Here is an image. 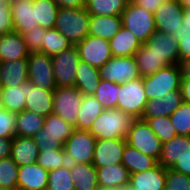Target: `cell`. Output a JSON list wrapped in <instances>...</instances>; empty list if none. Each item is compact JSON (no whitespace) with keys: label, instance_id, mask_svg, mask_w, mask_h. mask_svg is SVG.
I'll use <instances>...</instances> for the list:
<instances>
[{"label":"cell","instance_id":"2","mask_svg":"<svg viewBox=\"0 0 190 190\" xmlns=\"http://www.w3.org/2000/svg\"><path fill=\"white\" fill-rule=\"evenodd\" d=\"M91 15L84 8H59L55 29L73 45L89 35Z\"/></svg>","mask_w":190,"mask_h":190},{"label":"cell","instance_id":"44","mask_svg":"<svg viewBox=\"0 0 190 190\" xmlns=\"http://www.w3.org/2000/svg\"><path fill=\"white\" fill-rule=\"evenodd\" d=\"M165 190H190V176L167 168Z\"/></svg>","mask_w":190,"mask_h":190},{"label":"cell","instance_id":"28","mask_svg":"<svg viewBox=\"0 0 190 190\" xmlns=\"http://www.w3.org/2000/svg\"><path fill=\"white\" fill-rule=\"evenodd\" d=\"M109 43L112 55L118 57L134 56L142 45L136 36L123 26L117 34L109 40Z\"/></svg>","mask_w":190,"mask_h":190},{"label":"cell","instance_id":"1","mask_svg":"<svg viewBox=\"0 0 190 190\" xmlns=\"http://www.w3.org/2000/svg\"><path fill=\"white\" fill-rule=\"evenodd\" d=\"M134 119L118 108L105 109L93 122L89 132L97 139H126Z\"/></svg>","mask_w":190,"mask_h":190},{"label":"cell","instance_id":"52","mask_svg":"<svg viewBox=\"0 0 190 190\" xmlns=\"http://www.w3.org/2000/svg\"><path fill=\"white\" fill-rule=\"evenodd\" d=\"M171 169L190 176V153L180 158Z\"/></svg>","mask_w":190,"mask_h":190},{"label":"cell","instance_id":"62","mask_svg":"<svg viewBox=\"0 0 190 190\" xmlns=\"http://www.w3.org/2000/svg\"><path fill=\"white\" fill-rule=\"evenodd\" d=\"M2 107L1 94H0V108Z\"/></svg>","mask_w":190,"mask_h":190},{"label":"cell","instance_id":"16","mask_svg":"<svg viewBox=\"0 0 190 190\" xmlns=\"http://www.w3.org/2000/svg\"><path fill=\"white\" fill-rule=\"evenodd\" d=\"M126 139H97L92 164L106 167L122 162Z\"/></svg>","mask_w":190,"mask_h":190},{"label":"cell","instance_id":"40","mask_svg":"<svg viewBox=\"0 0 190 190\" xmlns=\"http://www.w3.org/2000/svg\"><path fill=\"white\" fill-rule=\"evenodd\" d=\"M46 190H75L74 182L70 173V164L49 171Z\"/></svg>","mask_w":190,"mask_h":190},{"label":"cell","instance_id":"9","mask_svg":"<svg viewBox=\"0 0 190 190\" xmlns=\"http://www.w3.org/2000/svg\"><path fill=\"white\" fill-rule=\"evenodd\" d=\"M97 138L89 131L75 129L63 144L69 164H92Z\"/></svg>","mask_w":190,"mask_h":190},{"label":"cell","instance_id":"30","mask_svg":"<svg viewBox=\"0 0 190 190\" xmlns=\"http://www.w3.org/2000/svg\"><path fill=\"white\" fill-rule=\"evenodd\" d=\"M130 174L144 172L155 167L158 161L126 143L123 150L122 162Z\"/></svg>","mask_w":190,"mask_h":190},{"label":"cell","instance_id":"15","mask_svg":"<svg viewBox=\"0 0 190 190\" xmlns=\"http://www.w3.org/2000/svg\"><path fill=\"white\" fill-rule=\"evenodd\" d=\"M183 8L177 0L163 2L154 13L156 30L178 36V29L183 22Z\"/></svg>","mask_w":190,"mask_h":190},{"label":"cell","instance_id":"24","mask_svg":"<svg viewBox=\"0 0 190 190\" xmlns=\"http://www.w3.org/2000/svg\"><path fill=\"white\" fill-rule=\"evenodd\" d=\"M29 51L17 32L0 35V62L27 59Z\"/></svg>","mask_w":190,"mask_h":190},{"label":"cell","instance_id":"59","mask_svg":"<svg viewBox=\"0 0 190 190\" xmlns=\"http://www.w3.org/2000/svg\"><path fill=\"white\" fill-rule=\"evenodd\" d=\"M184 8L190 7V0H177Z\"/></svg>","mask_w":190,"mask_h":190},{"label":"cell","instance_id":"7","mask_svg":"<svg viewBox=\"0 0 190 190\" xmlns=\"http://www.w3.org/2000/svg\"><path fill=\"white\" fill-rule=\"evenodd\" d=\"M83 94L75 86L56 87L53 92V113L75 127Z\"/></svg>","mask_w":190,"mask_h":190},{"label":"cell","instance_id":"25","mask_svg":"<svg viewBox=\"0 0 190 190\" xmlns=\"http://www.w3.org/2000/svg\"><path fill=\"white\" fill-rule=\"evenodd\" d=\"M11 148V158L18 166L35 163L40 152L33 138L17 135L12 139Z\"/></svg>","mask_w":190,"mask_h":190},{"label":"cell","instance_id":"26","mask_svg":"<svg viewBox=\"0 0 190 190\" xmlns=\"http://www.w3.org/2000/svg\"><path fill=\"white\" fill-rule=\"evenodd\" d=\"M121 16H101L90 17L89 35L100 37L109 41L122 28Z\"/></svg>","mask_w":190,"mask_h":190},{"label":"cell","instance_id":"56","mask_svg":"<svg viewBox=\"0 0 190 190\" xmlns=\"http://www.w3.org/2000/svg\"><path fill=\"white\" fill-rule=\"evenodd\" d=\"M182 78H190V58L179 60Z\"/></svg>","mask_w":190,"mask_h":190},{"label":"cell","instance_id":"37","mask_svg":"<svg viewBox=\"0 0 190 190\" xmlns=\"http://www.w3.org/2000/svg\"><path fill=\"white\" fill-rule=\"evenodd\" d=\"M71 46H73V44L57 29H45L41 53L53 57L56 54L70 48Z\"/></svg>","mask_w":190,"mask_h":190},{"label":"cell","instance_id":"13","mask_svg":"<svg viewBox=\"0 0 190 190\" xmlns=\"http://www.w3.org/2000/svg\"><path fill=\"white\" fill-rule=\"evenodd\" d=\"M76 46L80 60L98 69L113 56L109 41L100 37L88 35Z\"/></svg>","mask_w":190,"mask_h":190},{"label":"cell","instance_id":"48","mask_svg":"<svg viewBox=\"0 0 190 190\" xmlns=\"http://www.w3.org/2000/svg\"><path fill=\"white\" fill-rule=\"evenodd\" d=\"M166 116L164 99L157 98L148 100L141 119H150Z\"/></svg>","mask_w":190,"mask_h":190},{"label":"cell","instance_id":"4","mask_svg":"<svg viewBox=\"0 0 190 190\" xmlns=\"http://www.w3.org/2000/svg\"><path fill=\"white\" fill-rule=\"evenodd\" d=\"M74 130L75 127L65 122L57 114L51 113L45 117L43 129L34 135L33 140L40 151L63 148V144Z\"/></svg>","mask_w":190,"mask_h":190},{"label":"cell","instance_id":"43","mask_svg":"<svg viewBox=\"0 0 190 190\" xmlns=\"http://www.w3.org/2000/svg\"><path fill=\"white\" fill-rule=\"evenodd\" d=\"M19 166L11 157L0 160V187L17 189Z\"/></svg>","mask_w":190,"mask_h":190},{"label":"cell","instance_id":"5","mask_svg":"<svg viewBox=\"0 0 190 190\" xmlns=\"http://www.w3.org/2000/svg\"><path fill=\"white\" fill-rule=\"evenodd\" d=\"M126 142L141 153L151 156L157 161L159 160L162 142L152 131L146 120L141 118L134 119L130 125Z\"/></svg>","mask_w":190,"mask_h":190},{"label":"cell","instance_id":"42","mask_svg":"<svg viewBox=\"0 0 190 190\" xmlns=\"http://www.w3.org/2000/svg\"><path fill=\"white\" fill-rule=\"evenodd\" d=\"M169 117L177 135L190 136V103L183 101Z\"/></svg>","mask_w":190,"mask_h":190},{"label":"cell","instance_id":"45","mask_svg":"<svg viewBox=\"0 0 190 190\" xmlns=\"http://www.w3.org/2000/svg\"><path fill=\"white\" fill-rule=\"evenodd\" d=\"M17 113L9 112L3 107L0 108V138H13L15 136V127Z\"/></svg>","mask_w":190,"mask_h":190},{"label":"cell","instance_id":"47","mask_svg":"<svg viewBox=\"0 0 190 190\" xmlns=\"http://www.w3.org/2000/svg\"><path fill=\"white\" fill-rule=\"evenodd\" d=\"M14 32L10 0H0V35Z\"/></svg>","mask_w":190,"mask_h":190},{"label":"cell","instance_id":"8","mask_svg":"<svg viewBox=\"0 0 190 190\" xmlns=\"http://www.w3.org/2000/svg\"><path fill=\"white\" fill-rule=\"evenodd\" d=\"M148 99L143 86V77L121 84L117 108L130 114L133 118H141Z\"/></svg>","mask_w":190,"mask_h":190},{"label":"cell","instance_id":"46","mask_svg":"<svg viewBox=\"0 0 190 190\" xmlns=\"http://www.w3.org/2000/svg\"><path fill=\"white\" fill-rule=\"evenodd\" d=\"M23 40L29 52H41L45 29L37 26L35 29L22 33Z\"/></svg>","mask_w":190,"mask_h":190},{"label":"cell","instance_id":"58","mask_svg":"<svg viewBox=\"0 0 190 190\" xmlns=\"http://www.w3.org/2000/svg\"><path fill=\"white\" fill-rule=\"evenodd\" d=\"M178 29V35H187L190 34V28L188 27H182Z\"/></svg>","mask_w":190,"mask_h":190},{"label":"cell","instance_id":"19","mask_svg":"<svg viewBox=\"0 0 190 190\" xmlns=\"http://www.w3.org/2000/svg\"><path fill=\"white\" fill-rule=\"evenodd\" d=\"M166 169L157 164L144 172L130 174L129 186L132 190H165Z\"/></svg>","mask_w":190,"mask_h":190},{"label":"cell","instance_id":"55","mask_svg":"<svg viewBox=\"0 0 190 190\" xmlns=\"http://www.w3.org/2000/svg\"><path fill=\"white\" fill-rule=\"evenodd\" d=\"M182 100L190 103V78H182L181 80Z\"/></svg>","mask_w":190,"mask_h":190},{"label":"cell","instance_id":"31","mask_svg":"<svg viewBox=\"0 0 190 190\" xmlns=\"http://www.w3.org/2000/svg\"><path fill=\"white\" fill-rule=\"evenodd\" d=\"M75 190H97L98 177L93 164H70Z\"/></svg>","mask_w":190,"mask_h":190},{"label":"cell","instance_id":"10","mask_svg":"<svg viewBox=\"0 0 190 190\" xmlns=\"http://www.w3.org/2000/svg\"><path fill=\"white\" fill-rule=\"evenodd\" d=\"M79 62V51L76 45H73L52 57L56 87L75 86L77 66Z\"/></svg>","mask_w":190,"mask_h":190},{"label":"cell","instance_id":"54","mask_svg":"<svg viewBox=\"0 0 190 190\" xmlns=\"http://www.w3.org/2000/svg\"><path fill=\"white\" fill-rule=\"evenodd\" d=\"M13 138H0V160L11 157V142Z\"/></svg>","mask_w":190,"mask_h":190},{"label":"cell","instance_id":"61","mask_svg":"<svg viewBox=\"0 0 190 190\" xmlns=\"http://www.w3.org/2000/svg\"><path fill=\"white\" fill-rule=\"evenodd\" d=\"M0 190H18V189H13V188H2V187H0Z\"/></svg>","mask_w":190,"mask_h":190},{"label":"cell","instance_id":"21","mask_svg":"<svg viewBox=\"0 0 190 190\" xmlns=\"http://www.w3.org/2000/svg\"><path fill=\"white\" fill-rule=\"evenodd\" d=\"M95 168L97 171L98 186L100 190H109L128 186L130 173L122 163Z\"/></svg>","mask_w":190,"mask_h":190},{"label":"cell","instance_id":"49","mask_svg":"<svg viewBox=\"0 0 190 190\" xmlns=\"http://www.w3.org/2000/svg\"><path fill=\"white\" fill-rule=\"evenodd\" d=\"M162 99H164L166 116H170L183 102L181 89L169 92Z\"/></svg>","mask_w":190,"mask_h":190},{"label":"cell","instance_id":"33","mask_svg":"<svg viewBox=\"0 0 190 190\" xmlns=\"http://www.w3.org/2000/svg\"><path fill=\"white\" fill-rule=\"evenodd\" d=\"M44 123L45 117L23 110L17 113L15 135L33 138L37 132L43 129Z\"/></svg>","mask_w":190,"mask_h":190},{"label":"cell","instance_id":"6","mask_svg":"<svg viewBox=\"0 0 190 190\" xmlns=\"http://www.w3.org/2000/svg\"><path fill=\"white\" fill-rule=\"evenodd\" d=\"M122 25L136 36L142 44L156 31L154 14L128 2L121 14Z\"/></svg>","mask_w":190,"mask_h":190},{"label":"cell","instance_id":"18","mask_svg":"<svg viewBox=\"0 0 190 190\" xmlns=\"http://www.w3.org/2000/svg\"><path fill=\"white\" fill-rule=\"evenodd\" d=\"M49 171L39 164L32 163L19 166L17 179L18 190H46L48 184Z\"/></svg>","mask_w":190,"mask_h":190},{"label":"cell","instance_id":"14","mask_svg":"<svg viewBox=\"0 0 190 190\" xmlns=\"http://www.w3.org/2000/svg\"><path fill=\"white\" fill-rule=\"evenodd\" d=\"M145 43L164 67L179 64V41L173 34L156 30Z\"/></svg>","mask_w":190,"mask_h":190},{"label":"cell","instance_id":"41","mask_svg":"<svg viewBox=\"0 0 190 190\" xmlns=\"http://www.w3.org/2000/svg\"><path fill=\"white\" fill-rule=\"evenodd\" d=\"M146 120L152 131L161 140L162 144L177 136L169 116L143 119Z\"/></svg>","mask_w":190,"mask_h":190},{"label":"cell","instance_id":"29","mask_svg":"<svg viewBox=\"0 0 190 190\" xmlns=\"http://www.w3.org/2000/svg\"><path fill=\"white\" fill-rule=\"evenodd\" d=\"M0 94L4 109L12 113H20L25 110L28 80L18 87H1Z\"/></svg>","mask_w":190,"mask_h":190},{"label":"cell","instance_id":"36","mask_svg":"<svg viewBox=\"0 0 190 190\" xmlns=\"http://www.w3.org/2000/svg\"><path fill=\"white\" fill-rule=\"evenodd\" d=\"M134 58L141 77L154 74L164 67L160 64V59L150 50L146 43H143L136 51Z\"/></svg>","mask_w":190,"mask_h":190},{"label":"cell","instance_id":"35","mask_svg":"<svg viewBox=\"0 0 190 190\" xmlns=\"http://www.w3.org/2000/svg\"><path fill=\"white\" fill-rule=\"evenodd\" d=\"M35 9L36 23L41 28L52 29L55 27V21L59 7L52 0H33Z\"/></svg>","mask_w":190,"mask_h":190},{"label":"cell","instance_id":"12","mask_svg":"<svg viewBox=\"0 0 190 190\" xmlns=\"http://www.w3.org/2000/svg\"><path fill=\"white\" fill-rule=\"evenodd\" d=\"M28 79L37 87L54 90L56 88L52 57L41 52H29Z\"/></svg>","mask_w":190,"mask_h":190},{"label":"cell","instance_id":"3","mask_svg":"<svg viewBox=\"0 0 190 190\" xmlns=\"http://www.w3.org/2000/svg\"><path fill=\"white\" fill-rule=\"evenodd\" d=\"M181 70L179 64L168 65L154 74L143 77V86L148 100L163 98L169 92L180 90Z\"/></svg>","mask_w":190,"mask_h":190},{"label":"cell","instance_id":"57","mask_svg":"<svg viewBox=\"0 0 190 190\" xmlns=\"http://www.w3.org/2000/svg\"><path fill=\"white\" fill-rule=\"evenodd\" d=\"M182 27L190 28V7L183 8Z\"/></svg>","mask_w":190,"mask_h":190},{"label":"cell","instance_id":"53","mask_svg":"<svg viewBox=\"0 0 190 190\" xmlns=\"http://www.w3.org/2000/svg\"><path fill=\"white\" fill-rule=\"evenodd\" d=\"M59 8H84L86 0H52Z\"/></svg>","mask_w":190,"mask_h":190},{"label":"cell","instance_id":"22","mask_svg":"<svg viewBox=\"0 0 190 190\" xmlns=\"http://www.w3.org/2000/svg\"><path fill=\"white\" fill-rule=\"evenodd\" d=\"M190 153V136L177 135L162 144L158 164L163 168H172L180 158Z\"/></svg>","mask_w":190,"mask_h":190},{"label":"cell","instance_id":"23","mask_svg":"<svg viewBox=\"0 0 190 190\" xmlns=\"http://www.w3.org/2000/svg\"><path fill=\"white\" fill-rule=\"evenodd\" d=\"M26 80H28L27 59L0 62V88L18 87Z\"/></svg>","mask_w":190,"mask_h":190},{"label":"cell","instance_id":"17","mask_svg":"<svg viewBox=\"0 0 190 190\" xmlns=\"http://www.w3.org/2000/svg\"><path fill=\"white\" fill-rule=\"evenodd\" d=\"M10 4L14 32L22 34L39 26L36 23L33 0H10Z\"/></svg>","mask_w":190,"mask_h":190},{"label":"cell","instance_id":"34","mask_svg":"<svg viewBox=\"0 0 190 190\" xmlns=\"http://www.w3.org/2000/svg\"><path fill=\"white\" fill-rule=\"evenodd\" d=\"M127 4V0H86L85 9L91 16H121Z\"/></svg>","mask_w":190,"mask_h":190},{"label":"cell","instance_id":"11","mask_svg":"<svg viewBox=\"0 0 190 190\" xmlns=\"http://www.w3.org/2000/svg\"><path fill=\"white\" fill-rule=\"evenodd\" d=\"M101 80L122 84L137 79L140 76L134 56H112L99 69Z\"/></svg>","mask_w":190,"mask_h":190},{"label":"cell","instance_id":"51","mask_svg":"<svg viewBox=\"0 0 190 190\" xmlns=\"http://www.w3.org/2000/svg\"><path fill=\"white\" fill-rule=\"evenodd\" d=\"M165 1H168V0H133L132 3L138 7L146 9L150 13L154 14L155 11Z\"/></svg>","mask_w":190,"mask_h":190},{"label":"cell","instance_id":"39","mask_svg":"<svg viewBox=\"0 0 190 190\" xmlns=\"http://www.w3.org/2000/svg\"><path fill=\"white\" fill-rule=\"evenodd\" d=\"M36 163L47 171L69 165L64 148H55L40 151Z\"/></svg>","mask_w":190,"mask_h":190},{"label":"cell","instance_id":"20","mask_svg":"<svg viewBox=\"0 0 190 190\" xmlns=\"http://www.w3.org/2000/svg\"><path fill=\"white\" fill-rule=\"evenodd\" d=\"M54 90L42 89L34 86L28 79V95L25 110L46 117L53 113Z\"/></svg>","mask_w":190,"mask_h":190},{"label":"cell","instance_id":"50","mask_svg":"<svg viewBox=\"0 0 190 190\" xmlns=\"http://www.w3.org/2000/svg\"><path fill=\"white\" fill-rule=\"evenodd\" d=\"M176 39L179 41V60L190 58V34L178 35Z\"/></svg>","mask_w":190,"mask_h":190},{"label":"cell","instance_id":"27","mask_svg":"<svg viewBox=\"0 0 190 190\" xmlns=\"http://www.w3.org/2000/svg\"><path fill=\"white\" fill-rule=\"evenodd\" d=\"M100 81L98 68L80 60L77 66L75 87L80 90L83 96H93Z\"/></svg>","mask_w":190,"mask_h":190},{"label":"cell","instance_id":"60","mask_svg":"<svg viewBox=\"0 0 190 190\" xmlns=\"http://www.w3.org/2000/svg\"><path fill=\"white\" fill-rule=\"evenodd\" d=\"M109 190H132V188L128 185V186L119 187L116 189H109Z\"/></svg>","mask_w":190,"mask_h":190},{"label":"cell","instance_id":"32","mask_svg":"<svg viewBox=\"0 0 190 190\" xmlns=\"http://www.w3.org/2000/svg\"><path fill=\"white\" fill-rule=\"evenodd\" d=\"M104 111L102 105L94 96H83L76 123L77 130L89 131L93 122Z\"/></svg>","mask_w":190,"mask_h":190},{"label":"cell","instance_id":"38","mask_svg":"<svg viewBox=\"0 0 190 190\" xmlns=\"http://www.w3.org/2000/svg\"><path fill=\"white\" fill-rule=\"evenodd\" d=\"M119 90H121V84L101 80L93 96L99 101L104 110L117 108Z\"/></svg>","mask_w":190,"mask_h":190}]
</instances>
